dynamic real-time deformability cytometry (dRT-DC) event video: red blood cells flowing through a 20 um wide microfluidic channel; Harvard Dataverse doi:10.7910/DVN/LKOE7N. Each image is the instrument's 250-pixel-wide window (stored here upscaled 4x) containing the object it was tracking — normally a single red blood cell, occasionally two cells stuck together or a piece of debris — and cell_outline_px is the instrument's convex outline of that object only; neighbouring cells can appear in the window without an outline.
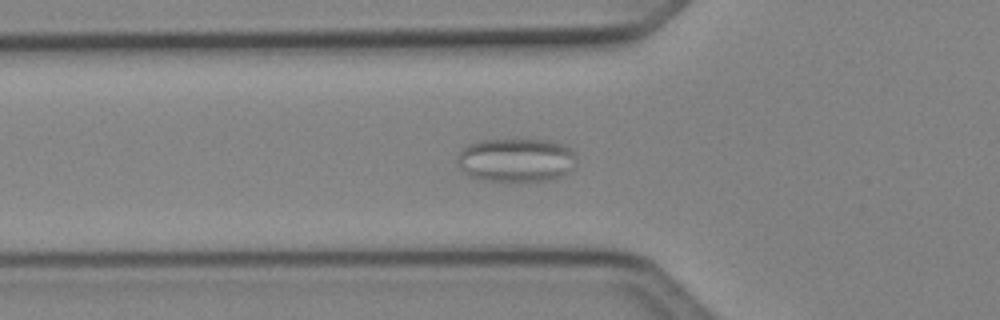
{"species": "Egyptian fruit bat (a non-hibernating species)", "species_latin": "Rousettus aegyptiacus", "temperature_condition": "cold", "stored_images_in_passage": 39, "camera_frame_rate_fps": 3000, "um_per_image_px": 0.085, "animal": {"sex": "female"}, "frame": {"image": 1, "passage_image": 10, "time_ms": 3.0, "image_size_px": [1000, 320], "cell_outline_px": [[576, 164], [568, 172], [560, 176], [548, 180], [484, 180], [468, 176], [456, 164], [456, 156], [468, 144], [480, 140], [552, 140], [564, 144], [572, 148], [576, 156]], "centroid_in_image_um": [43.87, 13.58], "position_along_channel_um": 81.9, "area_um2": 30.46}}
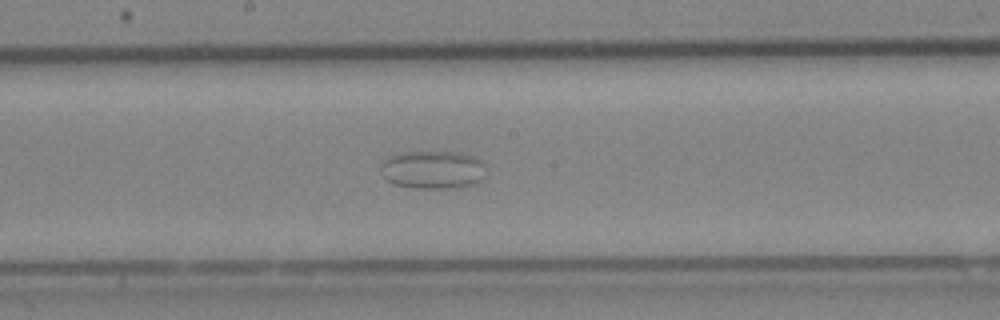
{"frame": {"image": 2, "passage_image": 21, "time_ms": 6.667, "image_size_px": [1000, 320], "cell_outline_px": [[484, 176], [476, 184], [456, 188], [412, 188], [392, 184], [380, 172], [380, 164], [388, 156], [408, 152], [456, 152], [472, 156], [480, 160], [484, 164]], "centroid_in_image_um": [36.77, 14.44], "position_along_channel_um": 211.4, "area_um2": 23.52}}
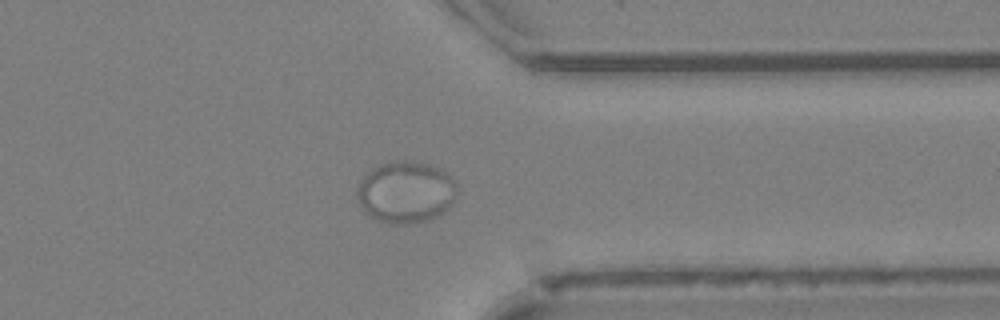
{"frame": {"image": 3, "passage_image": 35, "time_ms": 11.333, "image_size_px": [1000, 320], "cell_outline_px": [[456, 196], [452, 204], [444, 212], [428, 220], [408, 224], [388, 224], [364, 212], [360, 208], [356, 200], [356, 188], [360, 180], [372, 168], [388, 160], [412, 160], [432, 164], [440, 168], [452, 176], [456, 184]], "centroid_in_image_um": [34.48, 16.3], "position_along_channel_um": 376.9, "area_um2": 36.76}}